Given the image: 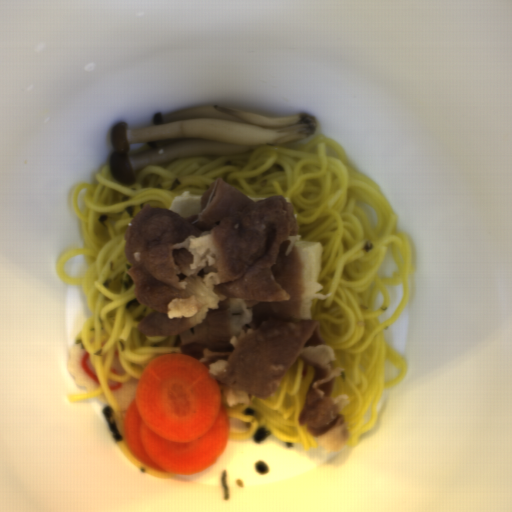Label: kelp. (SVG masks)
<instances>
[{
    "instance_id": "kelp-1",
    "label": "kelp",
    "mask_w": 512,
    "mask_h": 512,
    "mask_svg": "<svg viewBox=\"0 0 512 512\" xmlns=\"http://www.w3.org/2000/svg\"><path fill=\"white\" fill-rule=\"evenodd\" d=\"M103 414H104L105 420L110 428V431H111L115 441L121 442L123 437L117 429L114 412H113L111 406L107 405L106 407H104Z\"/></svg>"
},
{
    "instance_id": "kelp-2",
    "label": "kelp",
    "mask_w": 512,
    "mask_h": 512,
    "mask_svg": "<svg viewBox=\"0 0 512 512\" xmlns=\"http://www.w3.org/2000/svg\"><path fill=\"white\" fill-rule=\"evenodd\" d=\"M271 431L265 429L264 427H260L256 431L253 432L252 441L257 444H263L266 439L270 436Z\"/></svg>"
},
{
    "instance_id": "kelp-3",
    "label": "kelp",
    "mask_w": 512,
    "mask_h": 512,
    "mask_svg": "<svg viewBox=\"0 0 512 512\" xmlns=\"http://www.w3.org/2000/svg\"><path fill=\"white\" fill-rule=\"evenodd\" d=\"M227 475H228L227 470L222 472V475H221V486H222V490H223L224 500L228 501V499H229V486H228V481H227Z\"/></svg>"
},
{
    "instance_id": "kelp-4",
    "label": "kelp",
    "mask_w": 512,
    "mask_h": 512,
    "mask_svg": "<svg viewBox=\"0 0 512 512\" xmlns=\"http://www.w3.org/2000/svg\"><path fill=\"white\" fill-rule=\"evenodd\" d=\"M254 468H255L256 472L261 475H265L269 471L268 466L266 465L265 462L258 461L257 463H255Z\"/></svg>"
},
{
    "instance_id": "kelp-5",
    "label": "kelp",
    "mask_w": 512,
    "mask_h": 512,
    "mask_svg": "<svg viewBox=\"0 0 512 512\" xmlns=\"http://www.w3.org/2000/svg\"><path fill=\"white\" fill-rule=\"evenodd\" d=\"M242 413L245 416L255 415L254 410H252L251 408H248V407L246 409H244Z\"/></svg>"
}]
</instances>
